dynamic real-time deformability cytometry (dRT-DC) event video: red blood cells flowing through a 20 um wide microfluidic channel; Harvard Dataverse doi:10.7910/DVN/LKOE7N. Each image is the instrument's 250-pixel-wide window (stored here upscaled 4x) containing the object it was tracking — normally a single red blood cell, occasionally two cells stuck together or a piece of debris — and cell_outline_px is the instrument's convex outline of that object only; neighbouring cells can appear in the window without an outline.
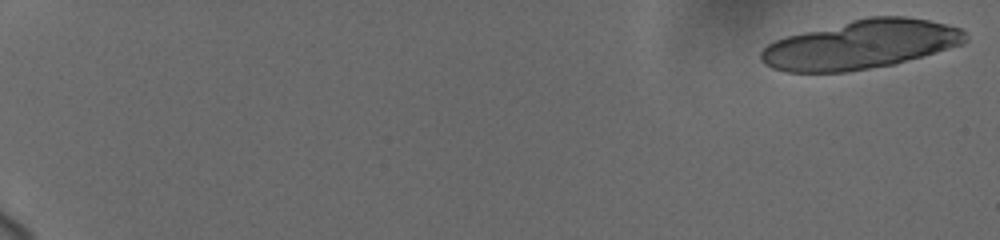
{"species": "human", "species_latin": "Homo sapiens", "temperature_condition": "cold", "stored_images_in_passage": 24, "camera_frame_rate_fps": 3000, "um_per_image_px": 0.085, "donor": {"sex": "female"}, "frame": {"image": 1, "passage_image": 1, "time_ms": 0.0, "image_size_px": [1000, 240], "cell_outline_px": [[968, 40], [964, 44], [896, 64], [844, 72], [788, 72], [772, 68], [764, 64], [760, 56], [760, 52], [772, 40], [784, 36], [868, 16], [904, 16], [928, 20], [960, 28], [968, 36]], "centroid_in_image_um": [73.16, 3.79], "position_along_channel_um": 11.8, "area_um2": 58.32}}